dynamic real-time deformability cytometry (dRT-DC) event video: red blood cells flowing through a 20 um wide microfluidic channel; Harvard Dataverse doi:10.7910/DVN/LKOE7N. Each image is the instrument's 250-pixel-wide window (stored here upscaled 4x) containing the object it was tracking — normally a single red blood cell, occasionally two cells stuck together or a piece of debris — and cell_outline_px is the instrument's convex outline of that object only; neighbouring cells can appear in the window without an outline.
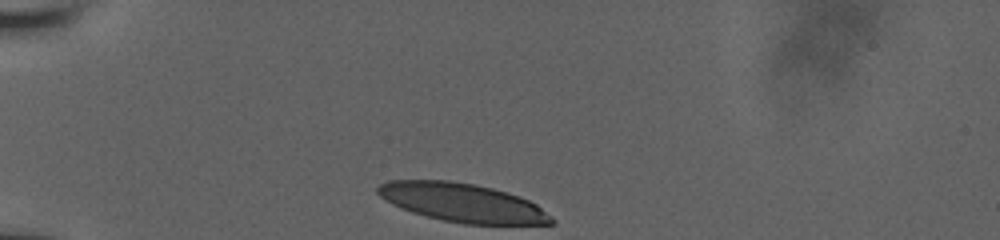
{"species": "human", "species_latin": "Homo sapiens", "temperature_condition": "room temperature", "stored_images_in_passage": 14, "camera_frame_rate_fps": 3000, "um_per_image_px": 0.085, "donor": {"sex": "male"}, "frame": {"image": 1, "passage_image": 1, "time_ms": 0.0, "image_size_px": [1000, 240], "cell_outline_px": [[556, 220], [552, 224], [464, 224], [444, 220], [412, 212], [392, 204], [384, 200], [376, 192], [376, 188], [380, 184], [388, 180], [448, 180], [472, 184], [492, 188], [508, 192], [520, 196], [536, 204], [552, 216]], "centroid_in_image_um": [39.31, 17.22], "position_along_channel_um": 45.7, "area_um2": 39.07}}
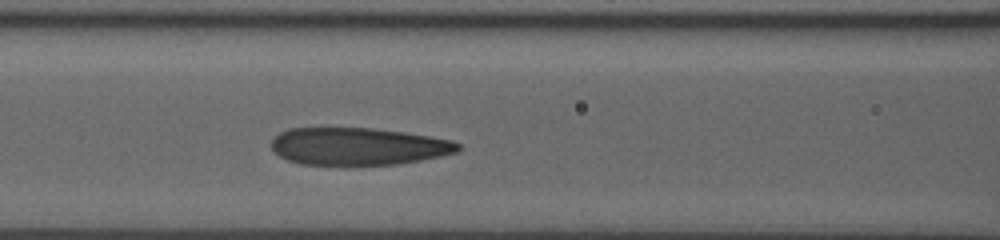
{"frame": {"image": 2, "passage_image": 11, "time_ms": 3.333, "image_size_px": [1000, 240], "cell_outline_px": [[460, 152], [400, 164], [300, 164], [288, 160], [280, 156], [272, 148], [272, 140], [280, 132], [288, 128], [372, 128], [404, 132], [452, 140], [460, 144]], "centroid_in_image_um": [30.47, 12.43], "position_along_channel_um": 136.1, "area_um2": 40.46}}
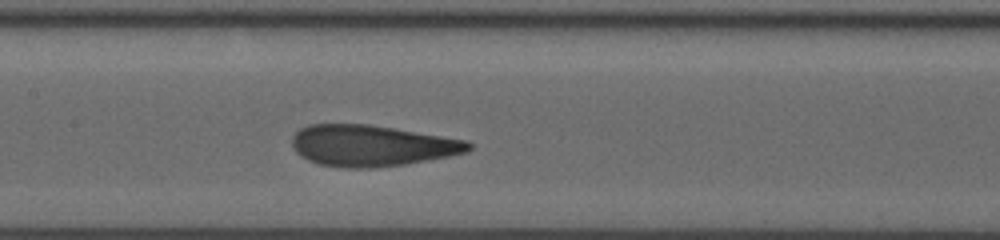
{"frame": {"image": 3, "passage_image": 14, "time_ms": 4.333, "image_size_px": [1000, 240], "cell_outline_px": [[472, 148], [468, 152], [448, 156], [404, 164], [372, 168], [344, 168], [320, 164], [308, 160], [300, 156], [292, 148], [292, 136], [300, 128], [308, 124], [368, 124], [468, 140], [472, 144]], "centroid_in_image_um": [31.57, 12.38], "position_along_channel_um": 175.8, "area_um2": 42.43}}